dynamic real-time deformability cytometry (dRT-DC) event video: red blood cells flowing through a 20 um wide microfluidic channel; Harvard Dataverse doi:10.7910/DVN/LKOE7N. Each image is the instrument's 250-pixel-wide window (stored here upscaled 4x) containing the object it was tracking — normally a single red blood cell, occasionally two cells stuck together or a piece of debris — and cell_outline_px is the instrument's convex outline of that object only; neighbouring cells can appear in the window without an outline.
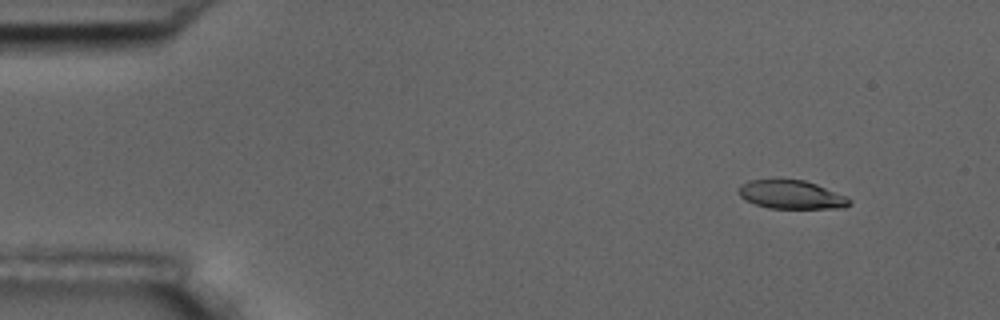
{"species": "common noctule bat (a hibernating species)", "species_latin": "Nyctalus noctula", "temperature_condition": "room temperature", "stored_images_in_passage": 4, "camera_frame_rate_fps": 3000, "um_per_image_px": 0.085, "animal": {"sex": "male", "body_mass_g": 17.5, "forearm_length_mm": 52.3}, "frame": {"image": 1, "passage_image": 1, "time_ms": 0.0, "image_size_px": [1000, 320], "cell_outline_px": [[852, 204], [844, 208], [768, 208], [756, 204], [740, 196], [740, 188], [748, 180], [804, 180], [816, 184], [848, 196], [852, 200]], "centroid_in_image_um": [67.36, 16.56], "position_along_channel_um": 17.6, "area_um2": 18.21}}
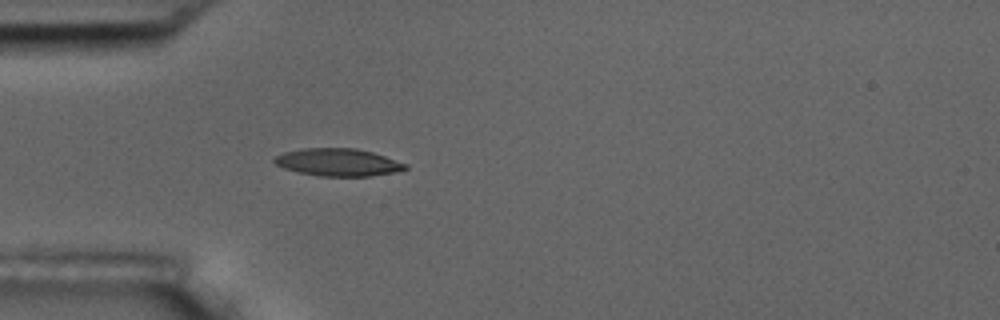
{"frame": {"image": 2, "passage_image": 4, "time_ms": 3.667, "image_size_px": [1000, 320], "cell_outline_px": [[408, 168], [396, 172], [368, 176], [320, 176], [300, 172], [284, 168], [276, 164], [272, 160], [276, 156], [284, 152], [300, 148], [356, 148], [372, 152], [408, 164]], "centroid_in_image_um": [28.74, 13.79], "position_along_channel_um": 56.3, "area_um2": 20.92}}